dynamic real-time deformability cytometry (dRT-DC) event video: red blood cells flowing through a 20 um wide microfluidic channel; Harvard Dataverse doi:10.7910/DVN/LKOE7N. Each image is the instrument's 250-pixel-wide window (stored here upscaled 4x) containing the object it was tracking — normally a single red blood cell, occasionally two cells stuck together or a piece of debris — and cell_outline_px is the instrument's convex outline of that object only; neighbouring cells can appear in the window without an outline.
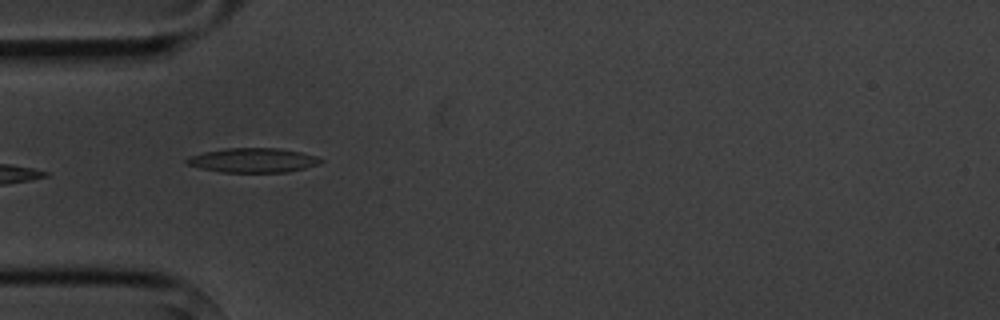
{"species": "common noctule bat (a hibernating species)", "species_latin": "Nyctalus noctula", "temperature_condition": "cold", "stored_images_in_passage": 6, "camera_frame_rate_fps": 3000, "um_per_image_px": 0.085, "animal": {"sex": "male", "body_mass_g": 20.1, "forearm_length_mm": 53.5}, "frame": {"image": 1, "passage_image": 5, "time_ms": 4.667, "image_size_px": [1000, 320], "cell_outline_px": [[324, 160], [320, 164], [288, 172], [220, 172], [200, 168], [188, 164], [184, 160], [192, 156], [204, 152], [224, 148], [276, 148], [300, 152], [316, 156]], "centroid_in_image_um": [21.52, 13.62], "position_along_channel_um": 63.5, "area_um2": 18.96}}
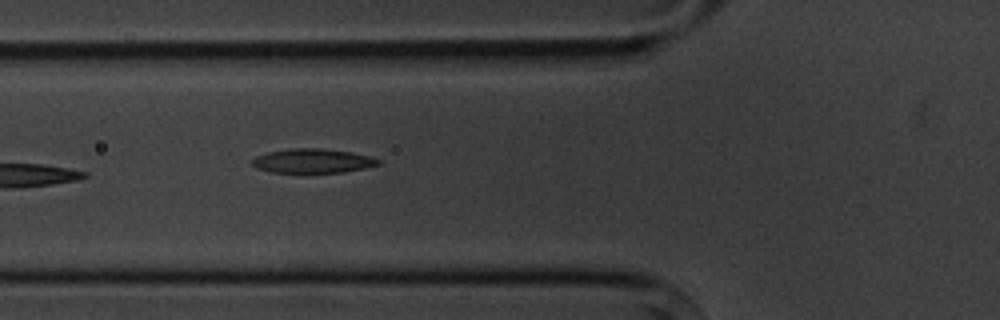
{"frame": {"image": 2, "passage_image": 6, "time_ms": 5.667, "image_size_px": [1000, 320], "cell_outline_px": [[380, 164], [364, 168], [344, 172], [272, 172], [256, 168], [252, 164], [252, 160], [256, 156], [268, 152], [292, 148], [324, 148], [352, 152], [368, 156], [380, 160]], "centroid_in_image_um": [26.57, 13.67], "position_along_channel_um": 99.2, "area_um2": 17.69}}